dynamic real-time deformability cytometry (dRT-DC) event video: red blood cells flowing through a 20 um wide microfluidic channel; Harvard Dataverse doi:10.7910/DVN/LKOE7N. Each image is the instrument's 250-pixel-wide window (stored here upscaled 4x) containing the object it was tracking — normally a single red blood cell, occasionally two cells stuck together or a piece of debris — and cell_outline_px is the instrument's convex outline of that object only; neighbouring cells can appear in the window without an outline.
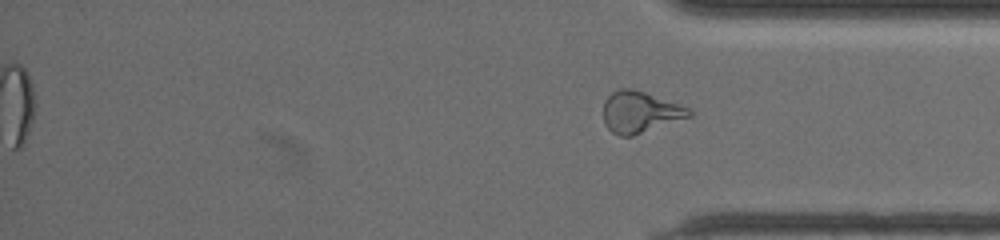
{"species": "common noctule bat (a hibernating species)", "species_latin": "Nyctalus noctula", "temperature_condition": "warm", "stored_images_in_passage": 39, "segment_of_instrument_passage": [2, 2], "camera_frame_rate_fps": 3000, "um_per_image_px": 0.085, "animal": {"sex": "female", "body_mass_g": 19.5, "forearm_length_mm": 54.1}, "frame": {"image": 1, "passage_image": 39, "time_ms": 20.667, "image_size_px": [1000, 240], "cell_outline_px": [[692, 116], [632, 136], [620, 136], [612, 132], [604, 124], [604, 100], [612, 92], [620, 88], [632, 88], [644, 92], [688, 108], [692, 112]], "centroid_in_image_um": [54.37, 9.53], "position_along_channel_um": 380.8, "area_um2": 20.4}}